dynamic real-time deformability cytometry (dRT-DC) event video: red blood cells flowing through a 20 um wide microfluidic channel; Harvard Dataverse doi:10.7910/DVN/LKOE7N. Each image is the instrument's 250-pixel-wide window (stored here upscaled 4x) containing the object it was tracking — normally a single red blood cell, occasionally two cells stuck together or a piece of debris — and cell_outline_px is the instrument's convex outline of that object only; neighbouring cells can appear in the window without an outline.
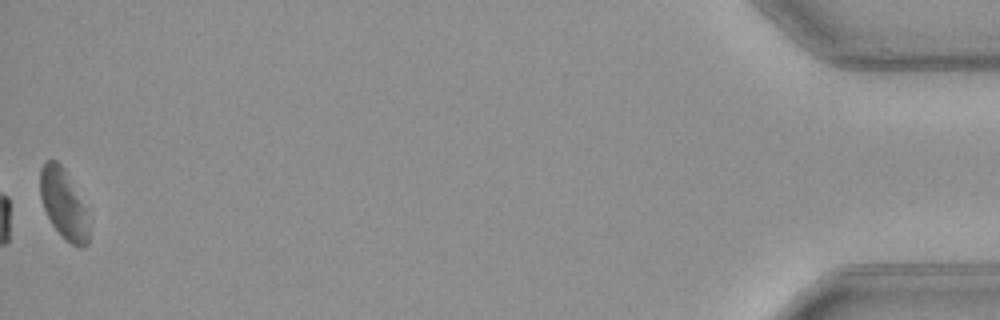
{"species": "common noctule bat (a hibernating species)", "species_latin": "Nyctalus noctula", "temperature_condition": "warm", "stored_images_in_passage": 42, "camera_frame_rate_fps": 3000, "um_per_image_px": 0.085, "animal": {"sex": "female", "body_mass_g": 21.9}, "frame": {"image": 1, "passage_image": 42, "time_ms": 13.667, "image_size_px": [1000, 320], "cell_outline_px": [[88, 244], [84, 248], [80, 248], [72, 244], [52, 224], [44, 208], [40, 196], [40, 168], [48, 160], [56, 160], [64, 168], [80, 204], [88, 228]], "centroid_in_image_um": [5.33, 17.33], "position_along_channel_um": 429.9, "area_um2": 18.44}, "authors_computed_cell_mechanics": {"area_um2": 21.0681, "velocity_mm_per_s": 4.0478, "shape_relaxation_time_tau1_ms": 4.7195, "shape_relaxation_time_tau2_ms": 2.9996, "deformation_change_tau1": 0.1598, "deformation_change_tau2": 0.0927}}